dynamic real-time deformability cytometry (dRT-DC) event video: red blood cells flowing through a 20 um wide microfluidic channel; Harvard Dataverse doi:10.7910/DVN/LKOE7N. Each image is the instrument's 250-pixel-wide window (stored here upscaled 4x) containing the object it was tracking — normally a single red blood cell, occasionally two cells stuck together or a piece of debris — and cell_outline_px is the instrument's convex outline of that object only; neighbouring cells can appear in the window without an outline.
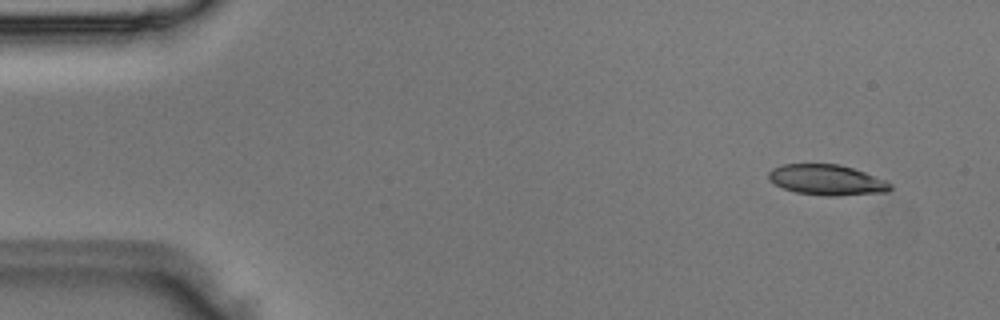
{"species": "Egyptian fruit bat (a non-hibernating species)", "species_latin": "Rousettus aegyptiacus", "temperature_condition": "room temperature", "stored_images_in_passage": 5, "segment_of_instrument_passage": [1, 2], "camera_frame_rate_fps": 3000, "um_per_image_px": 0.085, "animal": {"sex": "male"}, "frame": {"image": 1, "passage_image": 1, "time_ms": 0.0, "image_size_px": [1000, 320], "cell_outline_px": [[892, 188], [888, 192], [836, 196], [824, 196], [796, 192], [784, 188], [768, 180], [768, 172], [772, 168], [784, 164], [840, 164], [888, 180], [892, 184]], "centroid_in_image_um": [70.31, 15.29], "position_along_channel_um": 14.7, "area_um2": 21.79}}